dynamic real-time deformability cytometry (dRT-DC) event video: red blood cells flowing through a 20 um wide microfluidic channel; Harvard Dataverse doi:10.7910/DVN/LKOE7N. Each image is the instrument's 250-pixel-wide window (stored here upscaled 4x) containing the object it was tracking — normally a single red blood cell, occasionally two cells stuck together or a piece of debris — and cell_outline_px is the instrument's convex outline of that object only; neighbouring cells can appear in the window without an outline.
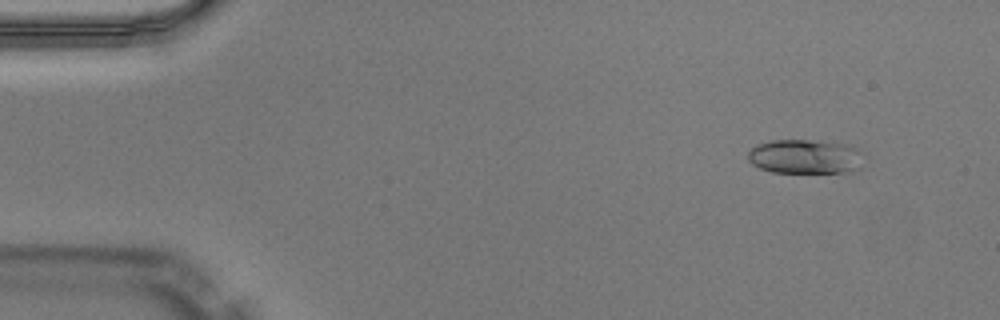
{"species": "Egyptian fruit bat (a non-hibernating species)", "species_latin": "Rousettus aegyptiacus", "temperature_condition": "warm", "stored_images_in_passage": 50, "camera_frame_rate_fps": 3000, "um_per_image_px": 0.085, "animal": {"sex": "male"}, "frame": {"image": 1, "passage_image": 5, "time_ms": 1.333, "image_size_px": [1000, 320], "cell_outline_px": [[860, 168], [840, 172], [772, 172], [760, 168], [752, 164], [748, 160], [748, 152], [756, 144], [772, 140], [808, 140], [844, 144], [856, 148]], "centroid_in_image_um": [68.31, 13.3], "position_along_channel_um": 16.7, "area_um2": 22.54}}
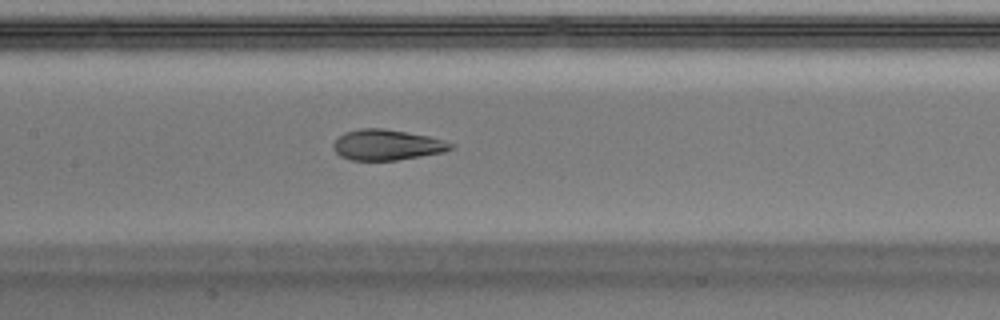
{"frame": {"image": 2, "passage_image": 24, "time_ms": 7.667, "image_size_px": [1000, 320], "cell_outline_px": [[456, 144], [452, 148], [444, 152], [396, 160], [352, 160], [340, 156], [332, 148], [332, 144], [344, 132], [360, 128], [384, 128], [428, 136], [444, 140]], "centroid_in_image_um": [32.88, 12.31], "position_along_channel_um": 174.5, "area_um2": 20.92}}
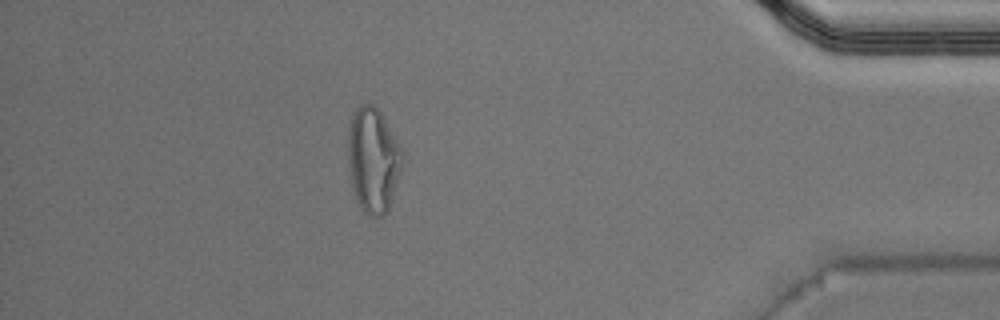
{"frame": {"image": 3, "passage_image": 44, "time_ms": 14.333, "image_size_px": [1000, 320], "cell_outline_px": [[400, 168], [388, 212], [384, 216], [368, 216], [360, 208], [356, 200], [352, 184], [348, 160], [348, 128], [352, 116], [356, 108], [360, 104], [372, 104], [380, 112], [400, 148]], "centroid_in_image_um": [31.66, 13.63], "position_along_channel_um": 403.5, "area_um2": 32.43}, "authors_computed_cell_mechanics": {"area_um2": 22.253, "velocity_mm_per_s": 4.0714, "shape_relaxation_time_tau1_ms": 9.0569, "shape_relaxation_time_tau2_ms": 1.0773, "deformation_change_tau1": 0.2759, "deformation_change_tau2": 0.0817}}